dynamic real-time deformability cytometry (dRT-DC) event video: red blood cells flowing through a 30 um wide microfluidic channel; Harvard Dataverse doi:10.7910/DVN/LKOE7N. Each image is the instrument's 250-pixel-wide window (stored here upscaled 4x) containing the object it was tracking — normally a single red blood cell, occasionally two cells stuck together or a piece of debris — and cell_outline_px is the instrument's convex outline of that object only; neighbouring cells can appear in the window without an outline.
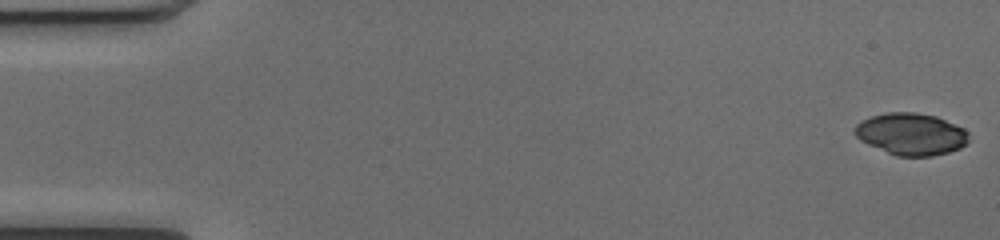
{"species": "common noctule bat (a hibernating species)", "species_latin": "Nyctalus noctula", "temperature_condition": "cold", "stored_images_in_passage": 49, "camera_frame_rate_fps": 3000, "um_per_image_px": 0.085, "animal": {"sex": "female", "body_mass_g": 17.0, "forearm_length_mm": 48.0}, "frame": {"image": 1, "passage_image": 1, "time_ms": 0.0, "image_size_px": [1000, 240], "cell_outline_px": [[968, 144], [960, 148], [948, 152], [932, 156], [896, 156], [868, 144], [860, 140], [856, 136], [856, 124], [872, 116], [888, 112], [916, 112], [936, 116], [964, 128], [968, 132]], "centroid_in_image_um": [77.48, 11.4], "position_along_channel_um": 7.5, "area_um2": 27.74}}